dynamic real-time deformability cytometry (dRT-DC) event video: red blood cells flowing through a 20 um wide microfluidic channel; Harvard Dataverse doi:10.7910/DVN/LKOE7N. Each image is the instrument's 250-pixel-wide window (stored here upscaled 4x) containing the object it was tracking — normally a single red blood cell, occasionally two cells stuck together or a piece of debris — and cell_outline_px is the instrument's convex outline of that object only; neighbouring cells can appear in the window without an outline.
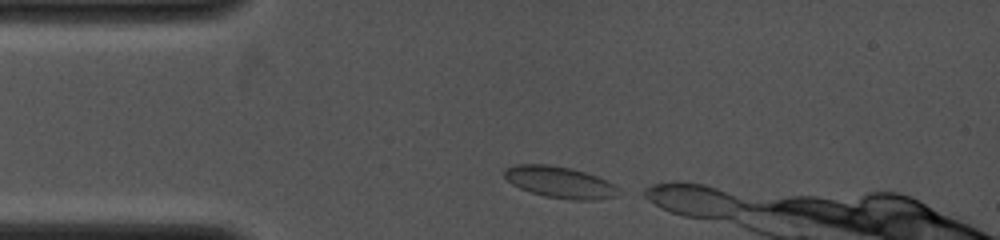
{"species": "common noctule bat (a hibernating species)", "species_latin": "Nyctalus noctula", "temperature_condition": "cold", "stored_images_in_passage": 3, "camera_frame_rate_fps": 4000, "um_per_image_px": 0.085, "animal": {"sex": "female", "body_mass_g": 19.0, "forearm_length_mm": 53.3}, "frame": {"image": 1, "passage_image": 1, "time_ms": 0.0, "image_size_px": [1000, 240], "cell_outline_px": [[620, 188], [616, 196], [600, 200], [572, 200], [544, 196], [520, 188], [512, 184], [504, 176], [504, 168], [516, 164], [548, 164], [572, 168], [596, 176]], "centroid_in_image_um": [47.57, 15.49], "position_along_channel_um": 37.4, "area_um2": 20.92}}